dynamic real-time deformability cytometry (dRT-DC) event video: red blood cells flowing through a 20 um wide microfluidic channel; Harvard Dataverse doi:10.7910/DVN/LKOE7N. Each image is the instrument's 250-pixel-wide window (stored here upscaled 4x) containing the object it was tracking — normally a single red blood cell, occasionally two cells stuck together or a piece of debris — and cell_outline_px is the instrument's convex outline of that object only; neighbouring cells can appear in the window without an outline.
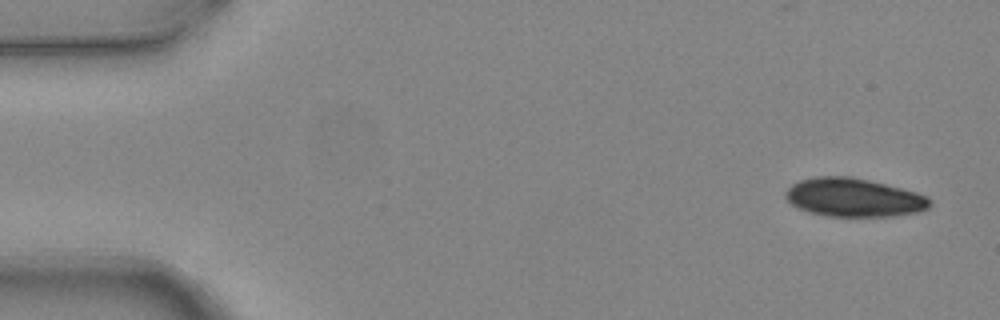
{"species": "common noctule bat (a hibernating species)", "species_latin": "Nyctalus noctula", "temperature_condition": "warm", "stored_images_in_passage": 6, "camera_frame_rate_fps": 3000, "um_per_image_px": 0.085, "animal": {"sex": "female", "body_mass_g": 24.6, "forearm_length_mm": 56.2}, "frame": {"image": 1, "passage_image": 1, "time_ms": 0.0, "image_size_px": [1000, 320], "cell_outline_px": [[932, 204], [928, 208], [916, 212], [892, 216], [828, 216], [808, 212], [792, 204], [784, 196], [784, 192], [792, 184], [800, 180], [816, 176], [852, 176], [916, 192], [928, 196], [932, 200]], "centroid_in_image_um": [72.57, 16.78], "position_along_channel_um": 12.4, "area_um2": 32.31}}
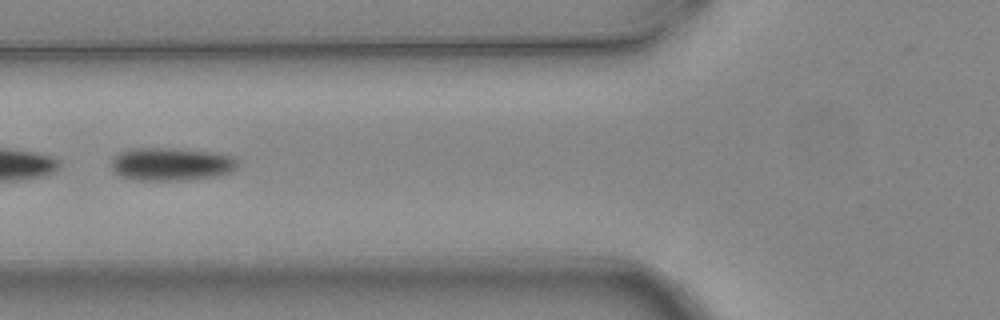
{"frame": {"image": 2, "passage_image": 6, "time_ms": 1.667, "image_size_px": [1000, 320], "cell_outline_px": [[236, 168], [232, 172], [220, 176], [184, 180], [136, 180], [120, 176], [112, 168], [112, 156], [116, 152], [132, 148], [168, 148], [212, 152], [232, 156], [236, 160]], "centroid_in_image_um": [14.52, 13.95], "position_along_channel_um": 111.3, "area_um2": 24.45}}